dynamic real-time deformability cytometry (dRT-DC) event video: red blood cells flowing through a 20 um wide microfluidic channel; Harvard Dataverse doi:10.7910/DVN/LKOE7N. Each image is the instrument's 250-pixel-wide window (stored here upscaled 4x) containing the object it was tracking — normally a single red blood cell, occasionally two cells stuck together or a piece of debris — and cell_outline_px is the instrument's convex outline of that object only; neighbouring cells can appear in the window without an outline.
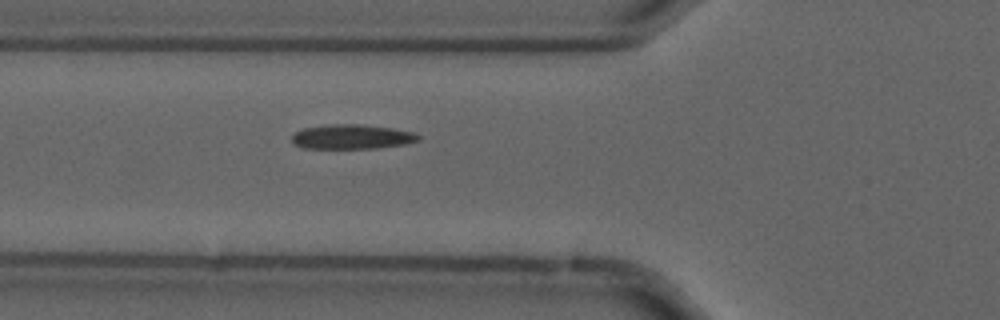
{"species": "common noctule bat (a hibernating species)", "species_latin": "Nyctalus noctula", "temperature_condition": "cold", "stored_images_in_passage": 36, "camera_frame_rate_fps": 3000, "um_per_image_px": 0.085, "animal": {"sex": "male", "forearm_length_mm": 52.5}, "frame": {"image": 1, "passage_image": 9, "time_ms": 2.667, "image_size_px": [1000, 320], "cell_outline_px": [[420, 140], [404, 144], [376, 148], [304, 148], [292, 144], [292, 136], [296, 132], [304, 128], [332, 124], [360, 124], [392, 128], [416, 132], [420, 136]], "centroid_in_image_um": [29.93, 11.62], "position_along_channel_um": 95.9, "area_um2": 18.09}}
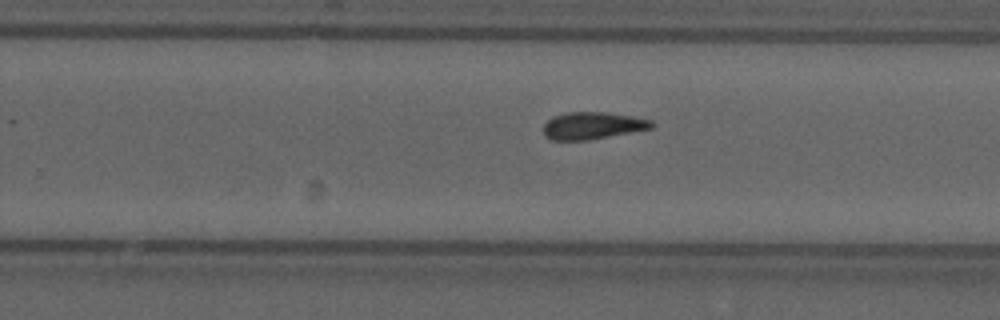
{"frame": {"image": 2, "passage_image": 24, "time_ms": 7.667, "image_size_px": [1000, 320], "cell_outline_px": [[652, 128], [588, 140], [552, 140], [544, 136], [544, 124], [552, 116], [568, 112], [608, 112], [632, 116], [652, 120]], "centroid_in_image_um": [50.33, 10.67], "position_along_channel_um": 279.5, "area_um2": 17.05}}
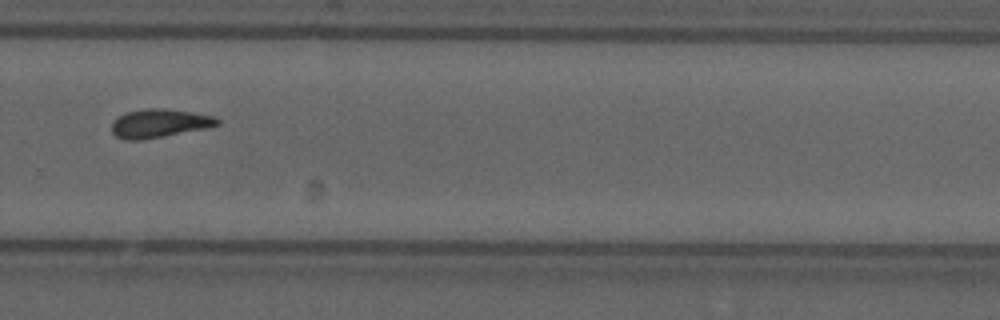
{"frame": {"image": 3, "passage_image": 27, "time_ms": 8.667, "image_size_px": [1000, 320], "cell_outline_px": [[220, 124], [204, 128], [140, 140], [124, 140], [116, 136], [112, 132], [112, 124], [120, 116], [128, 112], [144, 108], [164, 108], [212, 116], [220, 120]], "centroid_in_image_um": [13.51, 10.48], "position_along_channel_um": 316.3, "area_um2": 17.05}, "authors_computed_cell_mechanics": {"area_um2": 17.34, "velocity_mm_per_s": 3.6767, "shape_relaxation_time_tau1_ms": 9.6645, "shape_relaxation_time_tau2_ms": 8.3064, "deformation_change_tau1": 0.199, "deformation_change_tau2": 0.1487}}